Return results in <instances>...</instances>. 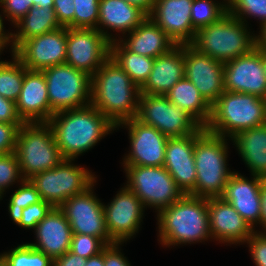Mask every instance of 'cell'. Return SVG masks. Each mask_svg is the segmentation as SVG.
<instances>
[{"label": "cell", "mask_w": 266, "mask_h": 266, "mask_svg": "<svg viewBox=\"0 0 266 266\" xmlns=\"http://www.w3.org/2000/svg\"><path fill=\"white\" fill-rule=\"evenodd\" d=\"M64 159L74 160L116 126L93 105L56 112L47 122Z\"/></svg>", "instance_id": "cell-1"}, {"label": "cell", "mask_w": 266, "mask_h": 266, "mask_svg": "<svg viewBox=\"0 0 266 266\" xmlns=\"http://www.w3.org/2000/svg\"><path fill=\"white\" fill-rule=\"evenodd\" d=\"M140 88L109 57L91 77V101L115 126L136 117Z\"/></svg>", "instance_id": "cell-2"}, {"label": "cell", "mask_w": 266, "mask_h": 266, "mask_svg": "<svg viewBox=\"0 0 266 266\" xmlns=\"http://www.w3.org/2000/svg\"><path fill=\"white\" fill-rule=\"evenodd\" d=\"M159 236L164 245L191 243L211 236L207 199L184 194L158 213Z\"/></svg>", "instance_id": "cell-3"}, {"label": "cell", "mask_w": 266, "mask_h": 266, "mask_svg": "<svg viewBox=\"0 0 266 266\" xmlns=\"http://www.w3.org/2000/svg\"><path fill=\"white\" fill-rule=\"evenodd\" d=\"M225 138L202 128L195 135L194 162L195 190L191 196L201 198L222 197L226 183L233 172L228 171Z\"/></svg>", "instance_id": "cell-4"}, {"label": "cell", "mask_w": 266, "mask_h": 266, "mask_svg": "<svg viewBox=\"0 0 266 266\" xmlns=\"http://www.w3.org/2000/svg\"><path fill=\"white\" fill-rule=\"evenodd\" d=\"M266 99L241 92L224 91L211 105V116L205 129L225 138L264 125ZM230 134V135H229Z\"/></svg>", "instance_id": "cell-5"}, {"label": "cell", "mask_w": 266, "mask_h": 266, "mask_svg": "<svg viewBox=\"0 0 266 266\" xmlns=\"http://www.w3.org/2000/svg\"><path fill=\"white\" fill-rule=\"evenodd\" d=\"M244 24L227 12L217 22L197 30L190 45L217 61L228 62L256 48V38Z\"/></svg>", "instance_id": "cell-6"}, {"label": "cell", "mask_w": 266, "mask_h": 266, "mask_svg": "<svg viewBox=\"0 0 266 266\" xmlns=\"http://www.w3.org/2000/svg\"><path fill=\"white\" fill-rule=\"evenodd\" d=\"M15 154L23 179L52 169L64 160L47 122L23 123L17 134Z\"/></svg>", "instance_id": "cell-7"}, {"label": "cell", "mask_w": 266, "mask_h": 266, "mask_svg": "<svg viewBox=\"0 0 266 266\" xmlns=\"http://www.w3.org/2000/svg\"><path fill=\"white\" fill-rule=\"evenodd\" d=\"M42 72L46 79L51 117L56 112L90 104L91 76L86 72L66 63L46 68Z\"/></svg>", "instance_id": "cell-8"}, {"label": "cell", "mask_w": 266, "mask_h": 266, "mask_svg": "<svg viewBox=\"0 0 266 266\" xmlns=\"http://www.w3.org/2000/svg\"><path fill=\"white\" fill-rule=\"evenodd\" d=\"M135 119L155 127L168 138L188 136L203 128L190 114L163 95L140 93Z\"/></svg>", "instance_id": "cell-9"}, {"label": "cell", "mask_w": 266, "mask_h": 266, "mask_svg": "<svg viewBox=\"0 0 266 266\" xmlns=\"http://www.w3.org/2000/svg\"><path fill=\"white\" fill-rule=\"evenodd\" d=\"M64 159L56 167L33 175L29 180L37 189L40 198L53 207H60L68 198L89 188L95 177L86 169Z\"/></svg>", "instance_id": "cell-10"}, {"label": "cell", "mask_w": 266, "mask_h": 266, "mask_svg": "<svg viewBox=\"0 0 266 266\" xmlns=\"http://www.w3.org/2000/svg\"><path fill=\"white\" fill-rule=\"evenodd\" d=\"M128 184L131 190L143 203L160 211L184 194L164 166H125Z\"/></svg>", "instance_id": "cell-11"}, {"label": "cell", "mask_w": 266, "mask_h": 266, "mask_svg": "<svg viewBox=\"0 0 266 266\" xmlns=\"http://www.w3.org/2000/svg\"><path fill=\"white\" fill-rule=\"evenodd\" d=\"M110 57V42L93 28H68L65 63L91 77Z\"/></svg>", "instance_id": "cell-12"}, {"label": "cell", "mask_w": 266, "mask_h": 266, "mask_svg": "<svg viewBox=\"0 0 266 266\" xmlns=\"http://www.w3.org/2000/svg\"><path fill=\"white\" fill-rule=\"evenodd\" d=\"M93 186L68 198L59 208L65 214L72 233L101 238L107 244L115 243L106 228L104 205L93 195Z\"/></svg>", "instance_id": "cell-13"}, {"label": "cell", "mask_w": 266, "mask_h": 266, "mask_svg": "<svg viewBox=\"0 0 266 266\" xmlns=\"http://www.w3.org/2000/svg\"><path fill=\"white\" fill-rule=\"evenodd\" d=\"M67 27L25 40L14 55L28 69L42 71L46 68L65 64Z\"/></svg>", "instance_id": "cell-14"}, {"label": "cell", "mask_w": 266, "mask_h": 266, "mask_svg": "<svg viewBox=\"0 0 266 266\" xmlns=\"http://www.w3.org/2000/svg\"><path fill=\"white\" fill-rule=\"evenodd\" d=\"M224 89L266 99V74L262 62V49L224 63Z\"/></svg>", "instance_id": "cell-15"}, {"label": "cell", "mask_w": 266, "mask_h": 266, "mask_svg": "<svg viewBox=\"0 0 266 266\" xmlns=\"http://www.w3.org/2000/svg\"><path fill=\"white\" fill-rule=\"evenodd\" d=\"M184 70L185 77L210 105L225 91L224 63L200 53L190 44H184Z\"/></svg>", "instance_id": "cell-16"}, {"label": "cell", "mask_w": 266, "mask_h": 266, "mask_svg": "<svg viewBox=\"0 0 266 266\" xmlns=\"http://www.w3.org/2000/svg\"><path fill=\"white\" fill-rule=\"evenodd\" d=\"M122 124L128 126L131 142V152L124 166H164L168 137L135 118L117 124L116 128Z\"/></svg>", "instance_id": "cell-17"}, {"label": "cell", "mask_w": 266, "mask_h": 266, "mask_svg": "<svg viewBox=\"0 0 266 266\" xmlns=\"http://www.w3.org/2000/svg\"><path fill=\"white\" fill-rule=\"evenodd\" d=\"M144 207L127 187L122 188L109 205L103 206L106 228L114 242L121 243L138 231Z\"/></svg>", "instance_id": "cell-18"}, {"label": "cell", "mask_w": 266, "mask_h": 266, "mask_svg": "<svg viewBox=\"0 0 266 266\" xmlns=\"http://www.w3.org/2000/svg\"><path fill=\"white\" fill-rule=\"evenodd\" d=\"M193 0H155L150 17L176 44H190L196 34L192 26Z\"/></svg>", "instance_id": "cell-19"}, {"label": "cell", "mask_w": 266, "mask_h": 266, "mask_svg": "<svg viewBox=\"0 0 266 266\" xmlns=\"http://www.w3.org/2000/svg\"><path fill=\"white\" fill-rule=\"evenodd\" d=\"M168 138L165 149L164 167L183 194L195 190L196 167L194 162L195 135Z\"/></svg>", "instance_id": "cell-20"}, {"label": "cell", "mask_w": 266, "mask_h": 266, "mask_svg": "<svg viewBox=\"0 0 266 266\" xmlns=\"http://www.w3.org/2000/svg\"><path fill=\"white\" fill-rule=\"evenodd\" d=\"M211 237L221 242H246L255 232L254 228L222 197L207 199Z\"/></svg>", "instance_id": "cell-21"}, {"label": "cell", "mask_w": 266, "mask_h": 266, "mask_svg": "<svg viewBox=\"0 0 266 266\" xmlns=\"http://www.w3.org/2000/svg\"><path fill=\"white\" fill-rule=\"evenodd\" d=\"M15 104L17 114L24 123L49 121L51 107L46 79L42 71L25 72L21 92Z\"/></svg>", "instance_id": "cell-22"}, {"label": "cell", "mask_w": 266, "mask_h": 266, "mask_svg": "<svg viewBox=\"0 0 266 266\" xmlns=\"http://www.w3.org/2000/svg\"><path fill=\"white\" fill-rule=\"evenodd\" d=\"M249 181L238 173H232L226 183L222 198L229 202L243 219L253 228L260 222L261 189L263 177L253 175Z\"/></svg>", "instance_id": "cell-23"}, {"label": "cell", "mask_w": 266, "mask_h": 266, "mask_svg": "<svg viewBox=\"0 0 266 266\" xmlns=\"http://www.w3.org/2000/svg\"><path fill=\"white\" fill-rule=\"evenodd\" d=\"M184 77V44H177L154 59L152 70L140 87V93L165 96Z\"/></svg>", "instance_id": "cell-24"}, {"label": "cell", "mask_w": 266, "mask_h": 266, "mask_svg": "<svg viewBox=\"0 0 266 266\" xmlns=\"http://www.w3.org/2000/svg\"><path fill=\"white\" fill-rule=\"evenodd\" d=\"M35 231L38 244H29L53 260L70 251L73 233L65 214L59 207H53L37 224Z\"/></svg>", "instance_id": "cell-25"}, {"label": "cell", "mask_w": 266, "mask_h": 266, "mask_svg": "<svg viewBox=\"0 0 266 266\" xmlns=\"http://www.w3.org/2000/svg\"><path fill=\"white\" fill-rule=\"evenodd\" d=\"M122 44L128 51L156 58L177 44L150 18L147 17Z\"/></svg>", "instance_id": "cell-26"}, {"label": "cell", "mask_w": 266, "mask_h": 266, "mask_svg": "<svg viewBox=\"0 0 266 266\" xmlns=\"http://www.w3.org/2000/svg\"><path fill=\"white\" fill-rule=\"evenodd\" d=\"M148 15L139 7L124 0H99L98 25L116 31H134Z\"/></svg>", "instance_id": "cell-27"}, {"label": "cell", "mask_w": 266, "mask_h": 266, "mask_svg": "<svg viewBox=\"0 0 266 266\" xmlns=\"http://www.w3.org/2000/svg\"><path fill=\"white\" fill-rule=\"evenodd\" d=\"M232 140L252 175L266 177V124L243 130Z\"/></svg>", "instance_id": "cell-28"}, {"label": "cell", "mask_w": 266, "mask_h": 266, "mask_svg": "<svg viewBox=\"0 0 266 266\" xmlns=\"http://www.w3.org/2000/svg\"><path fill=\"white\" fill-rule=\"evenodd\" d=\"M168 100L190 114L203 128L211 116V105L186 77L179 80L165 95Z\"/></svg>", "instance_id": "cell-29"}, {"label": "cell", "mask_w": 266, "mask_h": 266, "mask_svg": "<svg viewBox=\"0 0 266 266\" xmlns=\"http://www.w3.org/2000/svg\"><path fill=\"white\" fill-rule=\"evenodd\" d=\"M16 26L20 28L13 34V53L25 41L62 27L56 17L53 7L32 6L28 13L22 17Z\"/></svg>", "instance_id": "cell-30"}, {"label": "cell", "mask_w": 266, "mask_h": 266, "mask_svg": "<svg viewBox=\"0 0 266 266\" xmlns=\"http://www.w3.org/2000/svg\"><path fill=\"white\" fill-rule=\"evenodd\" d=\"M110 57L139 88L148 79L154 62V58L128 51L119 41L110 43Z\"/></svg>", "instance_id": "cell-31"}, {"label": "cell", "mask_w": 266, "mask_h": 266, "mask_svg": "<svg viewBox=\"0 0 266 266\" xmlns=\"http://www.w3.org/2000/svg\"><path fill=\"white\" fill-rule=\"evenodd\" d=\"M14 62L0 61V95L16 102L22 87L24 74L28 70L13 54Z\"/></svg>", "instance_id": "cell-32"}, {"label": "cell", "mask_w": 266, "mask_h": 266, "mask_svg": "<svg viewBox=\"0 0 266 266\" xmlns=\"http://www.w3.org/2000/svg\"><path fill=\"white\" fill-rule=\"evenodd\" d=\"M5 266H54V260L29 243L19 245L11 252L2 254Z\"/></svg>", "instance_id": "cell-33"}, {"label": "cell", "mask_w": 266, "mask_h": 266, "mask_svg": "<svg viewBox=\"0 0 266 266\" xmlns=\"http://www.w3.org/2000/svg\"><path fill=\"white\" fill-rule=\"evenodd\" d=\"M227 13V6L218 5L211 0H193L191 9V21L197 31L207 25L217 22Z\"/></svg>", "instance_id": "cell-34"}, {"label": "cell", "mask_w": 266, "mask_h": 266, "mask_svg": "<svg viewBox=\"0 0 266 266\" xmlns=\"http://www.w3.org/2000/svg\"><path fill=\"white\" fill-rule=\"evenodd\" d=\"M75 14H74V28H93L97 29L105 38L112 43L115 39L111 35L99 29L96 25L99 18V0H74Z\"/></svg>", "instance_id": "cell-35"}, {"label": "cell", "mask_w": 266, "mask_h": 266, "mask_svg": "<svg viewBox=\"0 0 266 266\" xmlns=\"http://www.w3.org/2000/svg\"><path fill=\"white\" fill-rule=\"evenodd\" d=\"M21 183V188L12 194L9 201V212L13 220L20 215L23 208L41 200L37 189L29 179L21 178Z\"/></svg>", "instance_id": "cell-36"}, {"label": "cell", "mask_w": 266, "mask_h": 266, "mask_svg": "<svg viewBox=\"0 0 266 266\" xmlns=\"http://www.w3.org/2000/svg\"><path fill=\"white\" fill-rule=\"evenodd\" d=\"M227 12L243 21L244 14L259 17L261 25L266 23V0H227Z\"/></svg>", "instance_id": "cell-37"}, {"label": "cell", "mask_w": 266, "mask_h": 266, "mask_svg": "<svg viewBox=\"0 0 266 266\" xmlns=\"http://www.w3.org/2000/svg\"><path fill=\"white\" fill-rule=\"evenodd\" d=\"M108 244L101 238L87 234H72L70 252L88 259L103 251Z\"/></svg>", "instance_id": "cell-38"}, {"label": "cell", "mask_w": 266, "mask_h": 266, "mask_svg": "<svg viewBox=\"0 0 266 266\" xmlns=\"http://www.w3.org/2000/svg\"><path fill=\"white\" fill-rule=\"evenodd\" d=\"M52 208L53 206L50 203L41 199L39 202L23 208L20 215L13 221L23 228L35 229L37 224L46 217Z\"/></svg>", "instance_id": "cell-39"}, {"label": "cell", "mask_w": 266, "mask_h": 266, "mask_svg": "<svg viewBox=\"0 0 266 266\" xmlns=\"http://www.w3.org/2000/svg\"><path fill=\"white\" fill-rule=\"evenodd\" d=\"M15 152L0 157V192L10 186L18 178H23Z\"/></svg>", "instance_id": "cell-40"}, {"label": "cell", "mask_w": 266, "mask_h": 266, "mask_svg": "<svg viewBox=\"0 0 266 266\" xmlns=\"http://www.w3.org/2000/svg\"><path fill=\"white\" fill-rule=\"evenodd\" d=\"M22 124L0 122V153L2 155L15 152L17 134Z\"/></svg>", "instance_id": "cell-41"}, {"label": "cell", "mask_w": 266, "mask_h": 266, "mask_svg": "<svg viewBox=\"0 0 266 266\" xmlns=\"http://www.w3.org/2000/svg\"><path fill=\"white\" fill-rule=\"evenodd\" d=\"M53 10L62 27L74 28V0H54Z\"/></svg>", "instance_id": "cell-42"}, {"label": "cell", "mask_w": 266, "mask_h": 266, "mask_svg": "<svg viewBox=\"0 0 266 266\" xmlns=\"http://www.w3.org/2000/svg\"><path fill=\"white\" fill-rule=\"evenodd\" d=\"M0 3L4 5L6 16L14 23L24 17L33 6L31 0H0Z\"/></svg>", "instance_id": "cell-43"}, {"label": "cell", "mask_w": 266, "mask_h": 266, "mask_svg": "<svg viewBox=\"0 0 266 266\" xmlns=\"http://www.w3.org/2000/svg\"><path fill=\"white\" fill-rule=\"evenodd\" d=\"M247 243L256 266H266V234L254 232Z\"/></svg>", "instance_id": "cell-44"}, {"label": "cell", "mask_w": 266, "mask_h": 266, "mask_svg": "<svg viewBox=\"0 0 266 266\" xmlns=\"http://www.w3.org/2000/svg\"><path fill=\"white\" fill-rule=\"evenodd\" d=\"M0 122L24 123L18 116L14 101L6 99L0 95Z\"/></svg>", "instance_id": "cell-45"}, {"label": "cell", "mask_w": 266, "mask_h": 266, "mask_svg": "<svg viewBox=\"0 0 266 266\" xmlns=\"http://www.w3.org/2000/svg\"><path fill=\"white\" fill-rule=\"evenodd\" d=\"M120 243L115 242L108 244L104 248V264L105 266H130L125 257L119 252L118 245Z\"/></svg>", "instance_id": "cell-46"}, {"label": "cell", "mask_w": 266, "mask_h": 266, "mask_svg": "<svg viewBox=\"0 0 266 266\" xmlns=\"http://www.w3.org/2000/svg\"><path fill=\"white\" fill-rule=\"evenodd\" d=\"M87 259L68 251L54 259V266H86Z\"/></svg>", "instance_id": "cell-47"}, {"label": "cell", "mask_w": 266, "mask_h": 266, "mask_svg": "<svg viewBox=\"0 0 266 266\" xmlns=\"http://www.w3.org/2000/svg\"><path fill=\"white\" fill-rule=\"evenodd\" d=\"M260 223L266 230V177H263L261 189V217Z\"/></svg>", "instance_id": "cell-48"}, {"label": "cell", "mask_w": 266, "mask_h": 266, "mask_svg": "<svg viewBox=\"0 0 266 266\" xmlns=\"http://www.w3.org/2000/svg\"><path fill=\"white\" fill-rule=\"evenodd\" d=\"M129 4L135 5L142 9L147 15L150 14L151 10L153 9L155 0H124Z\"/></svg>", "instance_id": "cell-49"}, {"label": "cell", "mask_w": 266, "mask_h": 266, "mask_svg": "<svg viewBox=\"0 0 266 266\" xmlns=\"http://www.w3.org/2000/svg\"><path fill=\"white\" fill-rule=\"evenodd\" d=\"M4 28H3V20H2V17L0 16V47L3 49L4 48V46L7 44V43H9V41H10V39L12 40V41H10V42H12V53H13V34L12 33H10L9 35H5L6 33L4 32V30H3Z\"/></svg>", "instance_id": "cell-50"}, {"label": "cell", "mask_w": 266, "mask_h": 266, "mask_svg": "<svg viewBox=\"0 0 266 266\" xmlns=\"http://www.w3.org/2000/svg\"><path fill=\"white\" fill-rule=\"evenodd\" d=\"M86 266H105L104 264V249L102 252L91 256L87 259Z\"/></svg>", "instance_id": "cell-51"}, {"label": "cell", "mask_w": 266, "mask_h": 266, "mask_svg": "<svg viewBox=\"0 0 266 266\" xmlns=\"http://www.w3.org/2000/svg\"><path fill=\"white\" fill-rule=\"evenodd\" d=\"M256 38V47L258 49L266 50V23L261 25V34L255 36Z\"/></svg>", "instance_id": "cell-52"}, {"label": "cell", "mask_w": 266, "mask_h": 266, "mask_svg": "<svg viewBox=\"0 0 266 266\" xmlns=\"http://www.w3.org/2000/svg\"><path fill=\"white\" fill-rule=\"evenodd\" d=\"M31 5L42 8L53 7L54 0H31Z\"/></svg>", "instance_id": "cell-53"}, {"label": "cell", "mask_w": 266, "mask_h": 266, "mask_svg": "<svg viewBox=\"0 0 266 266\" xmlns=\"http://www.w3.org/2000/svg\"><path fill=\"white\" fill-rule=\"evenodd\" d=\"M262 62H263L264 70L266 74V50L265 49H262Z\"/></svg>", "instance_id": "cell-54"}, {"label": "cell", "mask_w": 266, "mask_h": 266, "mask_svg": "<svg viewBox=\"0 0 266 266\" xmlns=\"http://www.w3.org/2000/svg\"><path fill=\"white\" fill-rule=\"evenodd\" d=\"M2 263V255H0V264Z\"/></svg>", "instance_id": "cell-55"}]
</instances>
